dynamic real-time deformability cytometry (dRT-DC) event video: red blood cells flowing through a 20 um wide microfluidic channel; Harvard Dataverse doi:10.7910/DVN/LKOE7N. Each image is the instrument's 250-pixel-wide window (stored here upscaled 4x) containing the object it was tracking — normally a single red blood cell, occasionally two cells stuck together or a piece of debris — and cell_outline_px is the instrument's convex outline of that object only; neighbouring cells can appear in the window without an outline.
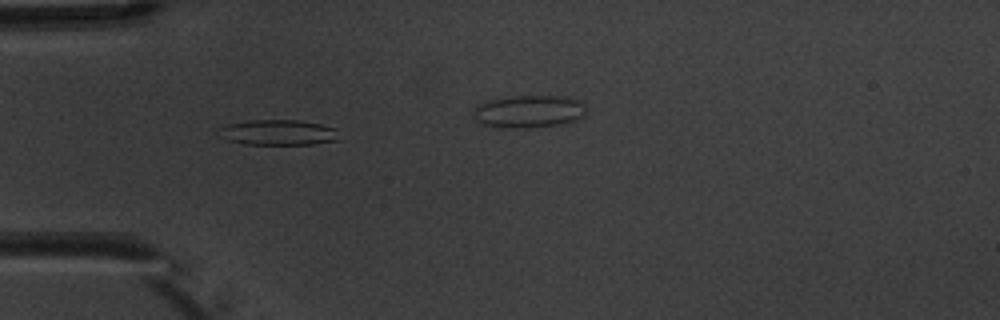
{"species": "common noctule bat (a hibernating species)", "species_latin": "Nyctalus noctula", "temperature_condition": "warm", "stored_images_in_passage": 10, "camera_frame_rate_fps": 3000, "um_per_image_px": 0.085, "animal": {"sex": "male", "body_mass_g": 20.1, "forearm_length_mm": 53.5}, "frame": {"image": 1, "passage_image": 5, "time_ms": 4.667, "image_size_px": [1000, 320], "cell_outline_px": [[340, 140], [312, 144], [244, 144], [228, 140], [220, 136], [220, 128], [228, 124], [248, 120], [300, 120], [320, 124], [336, 128]], "centroid_in_image_um": [23.68, 11.26], "position_along_channel_um": 61.3, "area_um2": 17.8}}
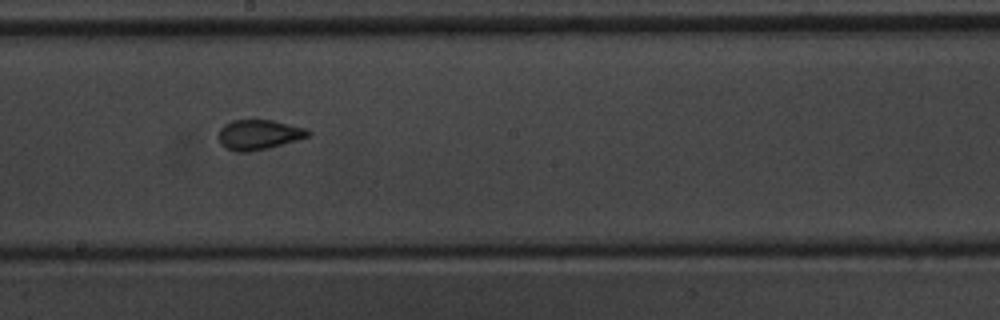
{"frame": {"image": 2, "passage_image": 9, "time_ms": 10.333, "image_size_px": [1000, 320], "cell_outline_px": [[312, 132], [308, 136], [296, 140], [268, 148], [248, 152], [236, 152], [220, 144], [220, 128], [224, 124], [232, 120], [272, 120], [308, 128]], "centroid_in_image_um": [22.02, 11.44], "position_along_channel_um": 226.2, "area_um2": 15.55}}
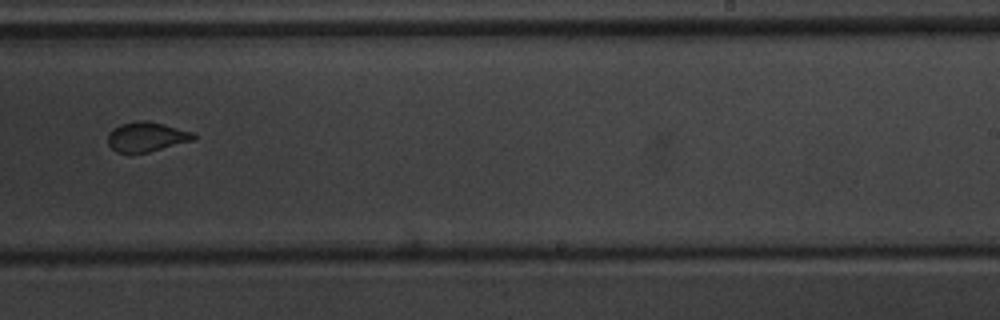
{"frame": {"image": 3, "passage_image": 10, "time_ms": 11.667, "image_size_px": [1000, 320], "cell_outline_px": [[196, 140], [148, 152], [116, 152], [108, 144], [108, 132], [112, 128], [120, 124], [136, 120], [148, 120], [164, 124], [192, 132], [196, 136]], "centroid_in_image_um": [12.45, 11.61], "position_along_channel_um": 276.5, "area_um2": 14.91}}